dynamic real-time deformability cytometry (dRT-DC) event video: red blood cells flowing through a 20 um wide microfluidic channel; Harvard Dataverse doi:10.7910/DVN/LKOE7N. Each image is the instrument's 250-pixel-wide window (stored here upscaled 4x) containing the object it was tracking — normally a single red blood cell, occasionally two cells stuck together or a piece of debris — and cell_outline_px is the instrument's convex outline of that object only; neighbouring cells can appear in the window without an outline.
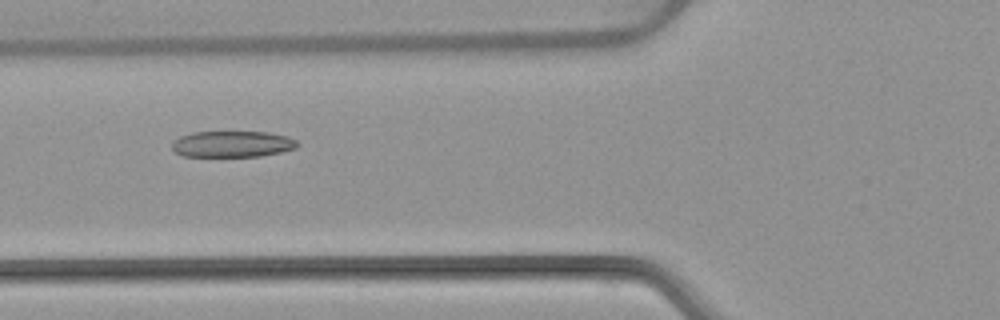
{"species": "common noctule bat (a hibernating species)", "species_latin": "Nyctalus noctula", "temperature_condition": "warm", "stored_images_in_passage": 52, "camera_frame_rate_fps": 3000, "um_per_image_px": 0.085, "animal": {"sex": "female", "body_mass_g": 22.7, "forearm_length_mm": 54.2}, "frame": {"image": 1, "passage_image": 20, "time_ms": 6.333, "image_size_px": [1000, 320], "cell_outline_px": [[300, 144], [296, 148], [280, 152], [260, 156], [184, 156], [176, 152], [172, 148], [172, 140], [180, 136], [192, 132], [268, 132], [288, 136], [296, 140]], "centroid_in_image_um": [19.76, 12.24], "position_along_channel_um": 106.0, "area_um2": 19.19}}
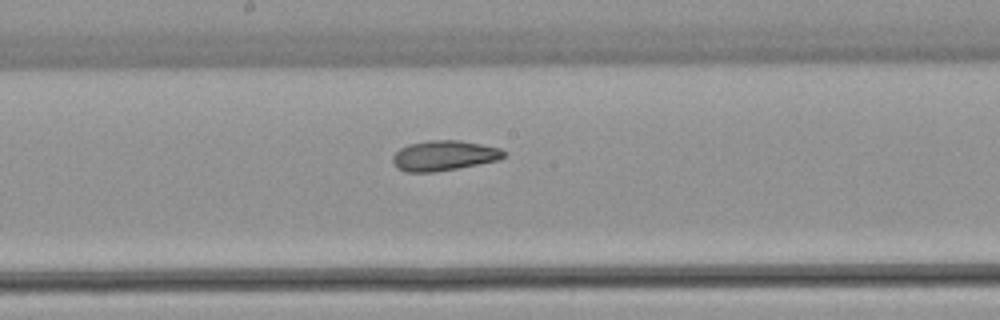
{"frame": {"image": 2, "passage_image": 28, "time_ms": 9.0, "image_size_px": [1000, 320], "cell_outline_px": [[508, 152], [500, 160], [436, 172], [404, 172], [396, 168], [392, 164], [392, 156], [400, 148], [408, 144], [428, 140], [460, 140], [500, 148]], "centroid_in_image_um": [37.72, 13.23], "position_along_channel_um": 210.5, "area_um2": 19.77}}
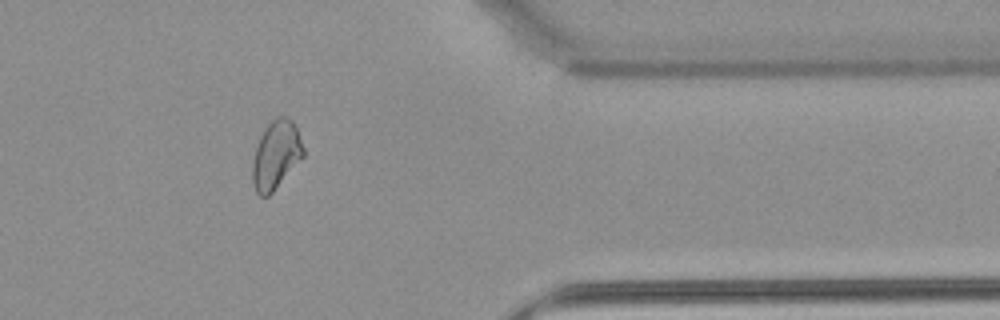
{"frame": {"image": 3, "passage_image": 43, "time_ms": 14.0, "image_size_px": [1000, 320], "cell_outline_px": [[304, 156], [272, 192], [268, 196], [260, 196], [256, 192], [252, 180], [252, 164], [256, 148], [260, 136], [264, 128], [276, 116], [284, 116], [292, 120], [296, 128], [304, 148]], "centroid_in_image_um": [23.45, 13.16], "position_along_channel_um": 388.0, "area_um2": 20.06}, "authors_computed_cell_mechanics": {"area_um2": 21.3282, "velocity_mm_per_s": 3.9025, "shape_relaxation_time_tau1_ms": null, "shape_relaxation_time_tau2_ms": 2.639, "deformation_change_tau1": null, "deformation_change_tau2": 0.0723}}